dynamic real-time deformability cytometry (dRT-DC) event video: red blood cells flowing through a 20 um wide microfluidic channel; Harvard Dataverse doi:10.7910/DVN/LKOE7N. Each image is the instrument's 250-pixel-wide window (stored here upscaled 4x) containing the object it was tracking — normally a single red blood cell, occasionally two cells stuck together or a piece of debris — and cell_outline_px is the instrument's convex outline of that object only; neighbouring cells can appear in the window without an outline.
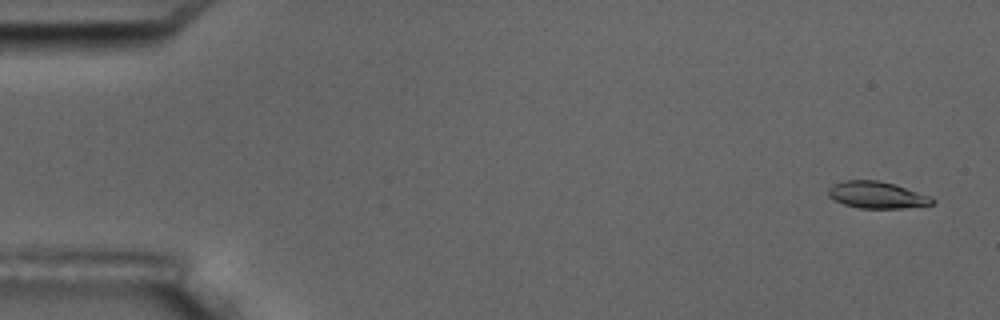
{"species": "common noctule bat (a hibernating species)", "species_latin": "Nyctalus noctula", "temperature_condition": "room temperature", "stored_images_in_passage": 6, "segment_of_instrument_passage": [1, 2], "camera_frame_rate_fps": 3000, "um_per_image_px": 0.085, "animal": {"sex": "male", "body_mass_g": 17.5, "forearm_length_mm": 52.3}, "frame": {"image": 1, "passage_image": 1, "time_ms": 0.0, "image_size_px": [1000, 320], "cell_outline_px": [[936, 200], [932, 204], [904, 208], [860, 208], [844, 204], [828, 196], [828, 188], [832, 184], [844, 180], [880, 180], [896, 184], [932, 196]], "centroid_in_image_um": [74.56, 16.56], "position_along_channel_um": 10.4, "area_um2": 16.42}}